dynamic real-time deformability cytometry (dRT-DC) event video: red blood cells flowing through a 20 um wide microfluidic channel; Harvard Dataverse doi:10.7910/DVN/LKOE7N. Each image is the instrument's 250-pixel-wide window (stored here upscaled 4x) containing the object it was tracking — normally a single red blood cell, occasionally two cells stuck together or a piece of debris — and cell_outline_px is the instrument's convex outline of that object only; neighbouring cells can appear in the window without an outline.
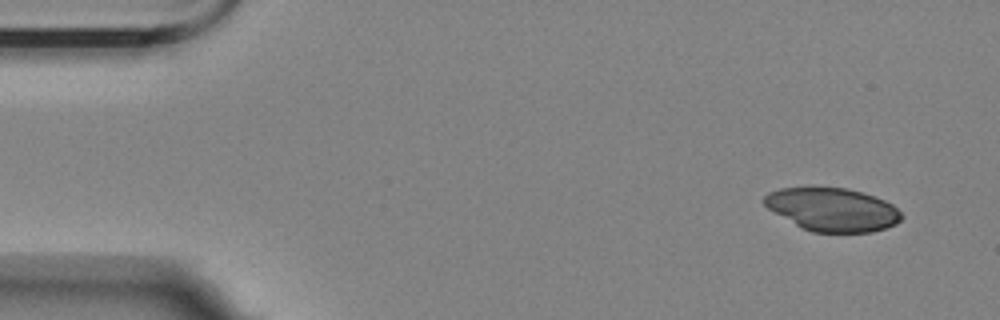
{"species": "Egyptian fruit bat (a non-hibernating species)", "species_latin": "Rousettus aegyptiacus", "temperature_condition": "room temperature", "stored_images_in_passage": 4, "camera_frame_rate_fps": 3000, "um_per_image_px": 0.085, "animal": {"sex": "female"}, "frame": {"image": 1, "passage_image": 1, "time_ms": 0.0, "image_size_px": [1000, 320], "cell_outline_px": [[904, 216], [896, 224], [872, 232], [812, 232], [796, 224], [768, 208], [764, 204], [764, 196], [768, 192], [780, 188], [812, 184], [848, 188], [884, 200], [892, 204]], "centroid_in_image_um": [70.73, 17.76], "position_along_channel_um": 14.3, "area_um2": 35.03}}